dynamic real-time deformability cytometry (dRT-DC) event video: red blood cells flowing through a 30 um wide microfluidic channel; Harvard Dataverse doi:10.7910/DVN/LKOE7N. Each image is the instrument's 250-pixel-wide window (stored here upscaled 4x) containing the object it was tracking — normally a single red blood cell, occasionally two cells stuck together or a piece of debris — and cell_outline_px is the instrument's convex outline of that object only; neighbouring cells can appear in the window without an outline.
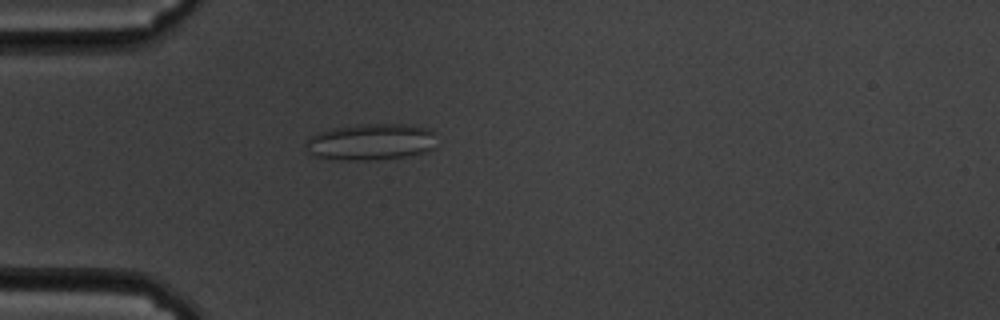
{"species": "common noctule bat (a hibernating species)", "species_latin": "Nyctalus noctula", "temperature_condition": "cold", "stored_images_in_passage": 56, "camera_frame_rate_fps": 3000, "um_per_image_px": 0.085, "animal": {"sex": "male", "body_mass_g": 19.5, "forearm_length_mm": 54.6}, "frame": {"image": 1, "passage_image": 16, "time_ms": 5.0, "image_size_px": [1000, 320], "cell_outline_px": [[436, 148], [408, 156], [368, 160], [344, 160], [320, 156], [308, 152], [304, 148], [304, 144], [308, 136], [332, 128], [356, 124], [404, 124], [424, 128], [436, 132]], "centroid_in_image_um": [31.53, 12.05], "position_along_channel_um": 53.5, "area_um2": 27.98}}
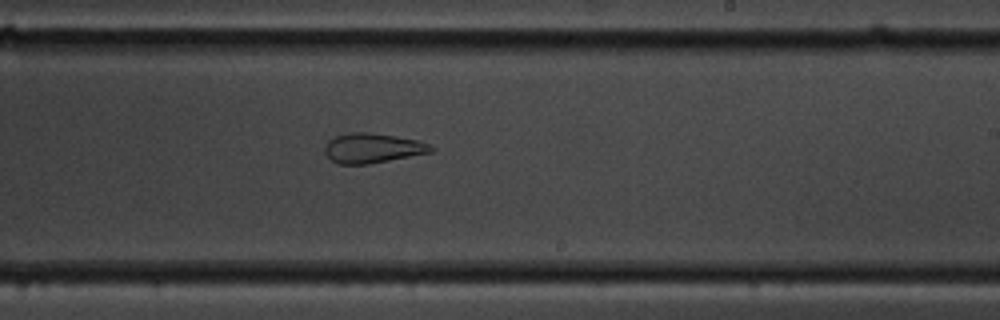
{"frame": {"image": 2, "passage_image": 34, "time_ms": 11.0, "image_size_px": [1000, 320], "cell_outline_px": [[436, 148], [432, 152], [368, 164], [336, 164], [324, 152], [324, 148], [328, 140], [336, 136], [348, 132], [368, 132], [396, 136], [416, 140], [428, 144]], "centroid_in_image_um": [31.64, 12.58], "position_along_channel_um": 257.4, "area_um2": 18.38}}
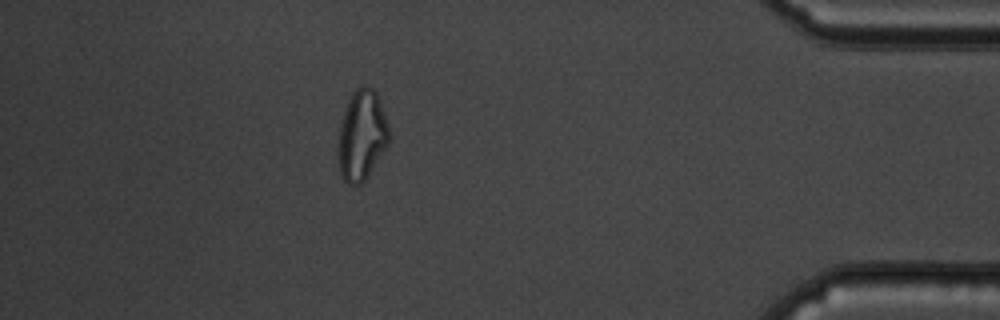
{"frame": {"image": 3, "passage_image": 50, "time_ms": 16.333, "image_size_px": [1000, 320], "cell_outline_px": [[392, 136], [388, 144], [368, 176], [360, 184], [348, 184], [344, 180], [340, 172], [340, 124], [348, 100], [352, 92], [360, 84], [368, 84], [376, 92], [380, 100]], "centroid_in_image_um": [30.8, 11.44], "position_along_channel_um": 404.4, "area_um2": 26.59}, "authors_computed_cell_mechanics": {"area_um2": 26.1545, "velocity_mm_per_s": 3.5478, "shape_relaxation_time_tau1_ms": null, "shape_relaxation_time_tau2_ms": 1.7681, "deformation_change_tau1": null, "deformation_change_tau2": 0.094}}